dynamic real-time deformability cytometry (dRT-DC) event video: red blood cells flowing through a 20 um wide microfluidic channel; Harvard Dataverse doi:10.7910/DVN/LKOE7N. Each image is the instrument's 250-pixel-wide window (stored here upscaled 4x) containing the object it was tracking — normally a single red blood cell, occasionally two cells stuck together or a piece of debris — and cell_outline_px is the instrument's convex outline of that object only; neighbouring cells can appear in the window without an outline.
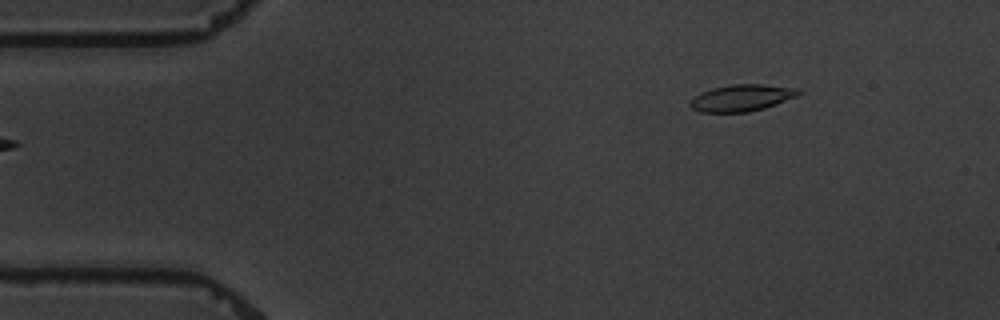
{"species": "common noctule bat (a hibernating species)", "species_latin": "Nyctalus noctula", "temperature_condition": "warm", "stored_images_in_passage": 5, "camera_frame_rate_fps": 3000, "um_per_image_px": 0.085, "animal": {"sex": "male", "body_mass_g": 19.5, "forearm_length_mm": 54.6}, "frame": {"image": 1, "passage_image": 5, "time_ms": 5.667, "image_size_px": [1000, 320], "cell_outline_px": [[804, 92], [796, 96], [776, 104], [764, 108], [748, 112], [700, 112], [692, 108], [688, 104], [688, 100], [700, 92], [712, 88], [732, 84], [760, 84], [800, 88]], "centroid_in_image_um": [63.03, 8.31], "position_along_channel_um": 22.0, "area_um2": 17.05}}